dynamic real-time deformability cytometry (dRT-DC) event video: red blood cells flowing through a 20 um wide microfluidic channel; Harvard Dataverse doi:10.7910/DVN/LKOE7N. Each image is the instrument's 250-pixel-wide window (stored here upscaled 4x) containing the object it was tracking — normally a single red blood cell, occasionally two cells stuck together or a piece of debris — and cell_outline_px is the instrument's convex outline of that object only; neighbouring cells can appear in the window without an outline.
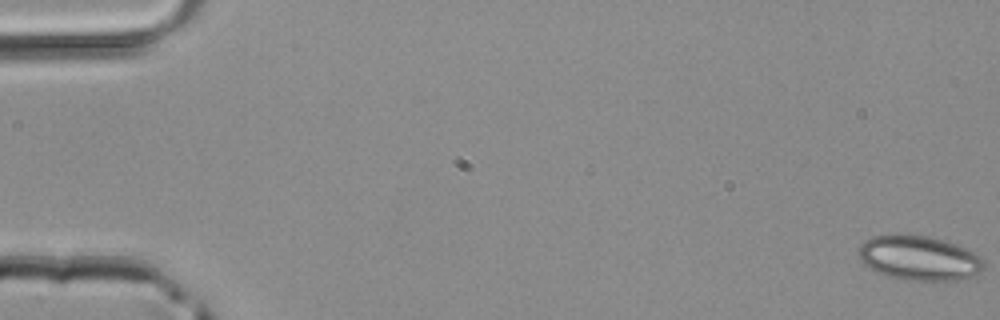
{"species": "common noctule bat (a hibernating species)", "species_latin": "Nyctalus noctula", "temperature_condition": "room temperature", "stored_images_in_passage": 5, "camera_frame_rate_fps": 3000, "um_per_image_px": 0.085, "animal": {"sex": "male", "body_mass_g": 20.4}, "frame": {"image": 1, "passage_image": 1, "time_ms": 0.0, "image_size_px": [1000, 320], "cell_outline_px": [[984, 268], [980, 272], [972, 276], [960, 280], [904, 280], [888, 276], [876, 272], [864, 264], [860, 260], [856, 252], [860, 244], [864, 240], [872, 236], [888, 232], [900, 232], [928, 236], [944, 240], [956, 244], [980, 256], [984, 260]], "centroid_in_image_um": [78.05, 21.89], "position_along_channel_um": 6.9, "area_um2": 33.41}}
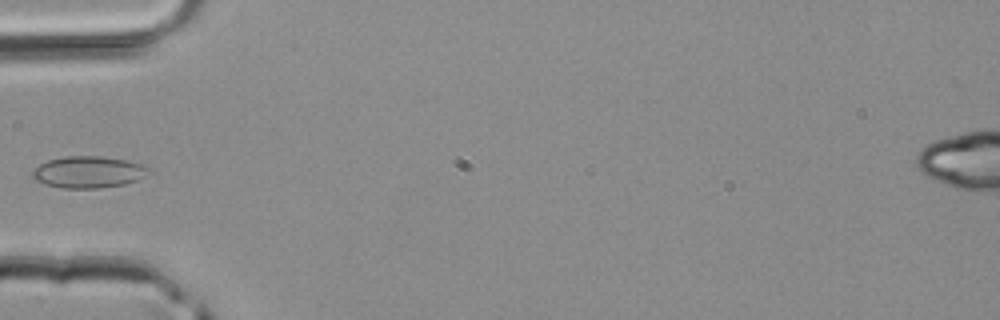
{"frame": {"image": 2, "passage_image": 5, "time_ms": 1.333, "image_size_px": [1000, 320], "cell_outline_px": [[152, 172], [136, 180], [124, 184], [100, 188], [60, 188], [32, 180], [32, 172], [40, 164], [48, 160], [64, 156], [100, 156], [128, 160], [152, 168]], "centroid_in_image_um": [7.52, 14.62], "position_along_channel_um": 77.5, "area_um2": 21.62}}